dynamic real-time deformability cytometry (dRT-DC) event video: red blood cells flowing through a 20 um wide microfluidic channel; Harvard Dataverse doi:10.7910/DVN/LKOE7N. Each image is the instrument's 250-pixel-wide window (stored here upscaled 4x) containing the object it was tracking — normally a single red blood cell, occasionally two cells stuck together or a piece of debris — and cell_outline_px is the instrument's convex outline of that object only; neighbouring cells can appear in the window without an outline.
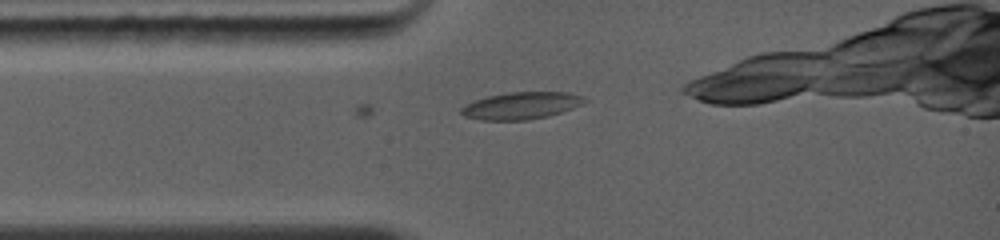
{"species": "common noctule bat (a hibernating species)", "species_latin": "Nyctalus noctula", "temperature_condition": "warm", "stored_images_in_passage": 29, "camera_frame_rate_fps": 5000, "um_per_image_px": 0.085, "animal": {"sex": "female", "body_mass_g": 19.0, "forearm_length_mm": 56.7}, "frame": {"image": 1, "passage_image": 2, "time_ms": 0.2, "image_size_px": [1000, 240], "cell_outline_px": [[588, 100], [584, 104], [548, 116], [528, 120], [480, 120], [464, 116], [460, 112], [460, 108], [472, 100], [488, 96], [508, 92], [568, 92], [584, 96]], "centroid_in_image_um": [44.3, 8.97], "position_along_channel_um": 40.7, "area_um2": 19.65}}
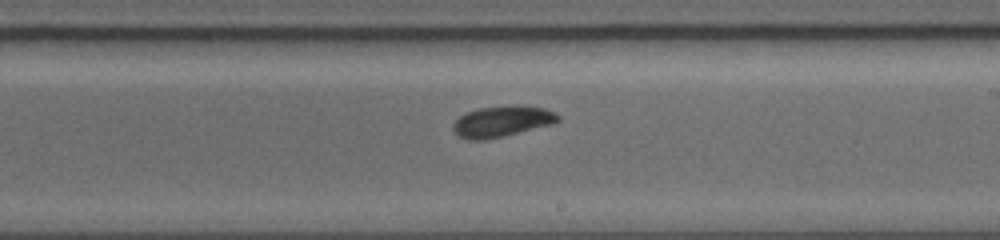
{"frame": {"image": 2, "passage_image": 17, "time_ms": 5.0, "image_size_px": [1000, 240], "cell_outline_px": [[560, 120], [552, 124], [504, 136], [484, 140], [468, 140], [460, 136], [452, 128], [452, 124], [460, 116], [476, 108], [516, 104], [520, 104], [544, 108], [560, 116]], "centroid_in_image_um": [42.67, 10.3], "position_along_channel_um": 246.3, "area_um2": 19.02}}
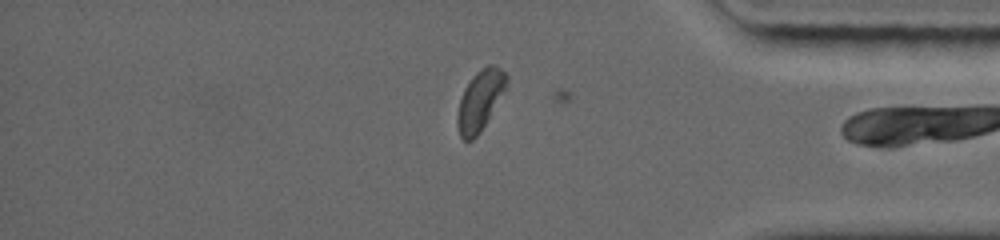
{"frame": {"image": 3, "passage_image": 29, "time_ms": 8.8, "image_size_px": [1000, 240], "cell_outline_px": [[508, 80], [504, 92], [480, 132], [472, 140], [464, 140], [460, 136], [456, 124], [456, 116], [460, 100], [464, 88], [472, 76], [476, 72], [488, 64], [496, 64], [508, 76]], "centroid_in_image_um": [40.79, 8.51], "position_along_channel_um": 394.4, "area_um2": 17.22}, "authors_computed_cell_mechanics": {"area_um2": 18.3226, "velocity_mm_per_s": 4.3667, "shape_relaxation_time_tau1_ms": 2.3883, "shape_relaxation_time_tau2_ms": null, "deformation_change_tau1": 0.1038, "deformation_change_tau2": null}}